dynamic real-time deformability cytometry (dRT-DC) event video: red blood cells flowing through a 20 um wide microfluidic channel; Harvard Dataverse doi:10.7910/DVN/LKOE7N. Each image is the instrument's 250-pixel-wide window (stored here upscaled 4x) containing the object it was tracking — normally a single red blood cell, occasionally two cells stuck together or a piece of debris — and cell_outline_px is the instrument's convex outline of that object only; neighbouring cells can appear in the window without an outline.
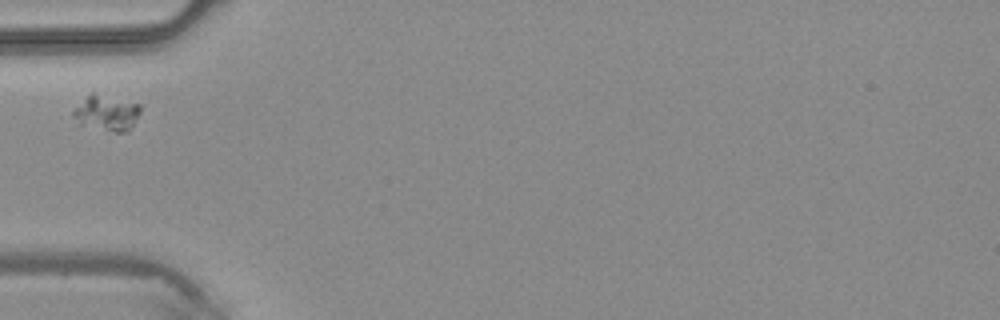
{"species": "common noctule bat (a hibernating species)", "species_latin": "Nyctalus noctula", "temperature_condition": "warm", "stored_images_in_passage": 32, "camera_frame_rate_fps": 3000, "um_per_image_px": 0.085, "animal": {"sex": "male", "body_mass_g": 20.4}, "frame": {"image": 1, "passage_image": 1, "time_ms": 0.0, "image_size_px": [1000, 320], "cell_outline_px": [[140, 112], [132, 124], [124, 132], [116, 132], [80, 124], [72, 116], [72, 112], [92, 92], [140, 104]], "centroid_in_image_um": [9.06, 9.59], "position_along_channel_um": 75.9, "area_um2": 13.35}}
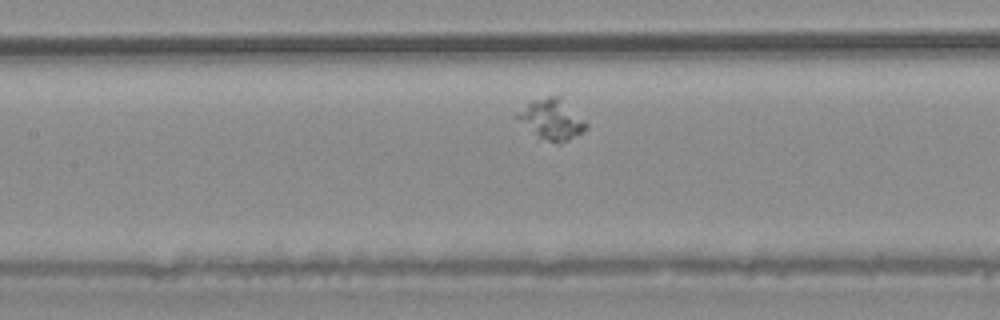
{"frame": {"image": 2, "passage_image": 7, "time_ms": 2.0, "image_size_px": [1000, 320], "cell_outline_px": [[588, 128], [584, 132], [568, 140], [556, 144], [540, 136], [512, 116], [532, 100], [548, 96], [560, 96], [588, 124]], "centroid_in_image_um": [46.91, 10.13], "position_along_channel_um": 160.5, "area_um2": 15.95}}
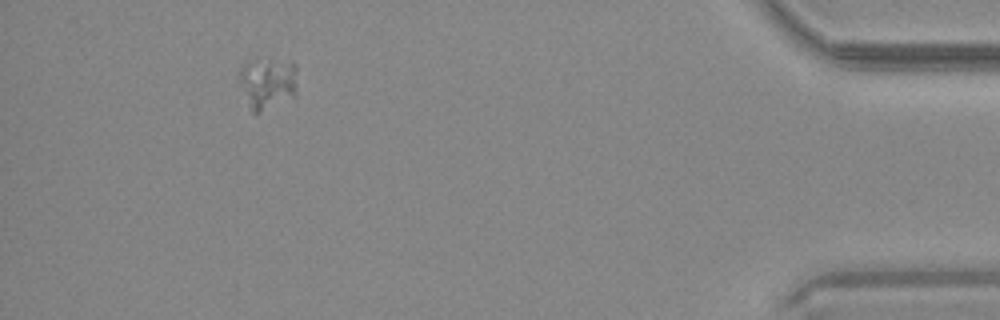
{"frame": {"image": 3, "passage_image": 29, "time_ms": 9.333, "image_size_px": [1000, 320], "cell_outline_px": [[296, 96], [260, 112], [252, 112], [240, 80], [240, 72], [244, 64], [256, 56], [292, 60], [296, 64]], "centroid_in_image_um": [22.81, 6.96], "position_along_channel_um": 412.4, "area_um2": 17.8}}